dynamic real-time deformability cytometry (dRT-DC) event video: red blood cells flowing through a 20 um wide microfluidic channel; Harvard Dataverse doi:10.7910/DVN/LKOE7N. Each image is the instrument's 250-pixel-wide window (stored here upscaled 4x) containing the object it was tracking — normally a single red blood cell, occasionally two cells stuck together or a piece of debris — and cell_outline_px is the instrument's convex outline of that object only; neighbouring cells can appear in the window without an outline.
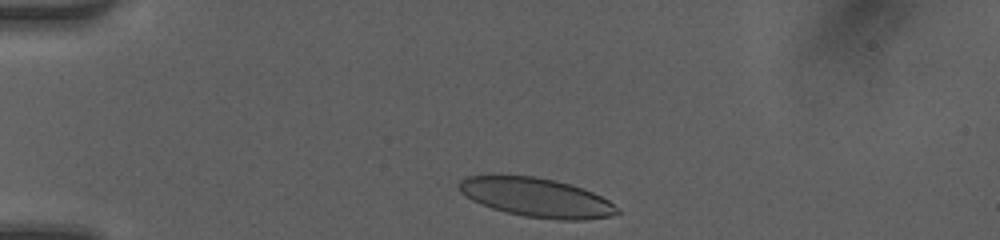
{"species": "human", "species_latin": "Homo sapiens", "temperature_condition": "room temperature", "stored_images_in_passage": 4, "camera_frame_rate_fps": 3000, "um_per_image_px": 0.085, "donor": {"sex": "female"}, "frame": {"image": 1, "passage_image": 1, "time_ms": 0.0, "image_size_px": [1000, 240], "cell_outline_px": [[620, 212], [612, 216], [584, 220], [560, 220], [524, 216], [492, 208], [480, 204], [472, 200], [460, 192], [460, 180], [464, 176], [496, 172], [500, 172], [536, 176], [556, 180], [584, 188], [608, 200], [620, 208]], "centroid_in_image_um": [45.55, 16.73], "position_along_channel_um": 39.5, "area_um2": 36.99}}
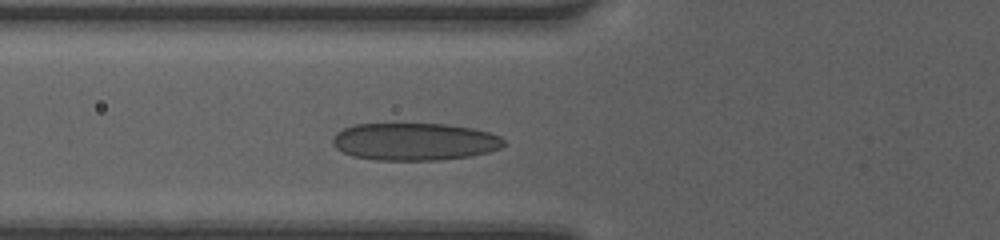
{"frame": {"image": 2, "passage_image": 4, "time_ms": 1.0, "image_size_px": [1000, 240], "cell_outline_px": [[504, 144], [500, 148], [488, 152], [472, 156], [440, 160], [376, 160], [352, 156], [336, 148], [332, 144], [332, 136], [336, 132], [344, 128], [356, 124], [448, 124], [472, 128], [488, 132], [500, 136], [504, 140]], "centroid_in_image_um": [35.22, 12.04], "position_along_channel_um": 90.6, "area_um2": 37.51}}